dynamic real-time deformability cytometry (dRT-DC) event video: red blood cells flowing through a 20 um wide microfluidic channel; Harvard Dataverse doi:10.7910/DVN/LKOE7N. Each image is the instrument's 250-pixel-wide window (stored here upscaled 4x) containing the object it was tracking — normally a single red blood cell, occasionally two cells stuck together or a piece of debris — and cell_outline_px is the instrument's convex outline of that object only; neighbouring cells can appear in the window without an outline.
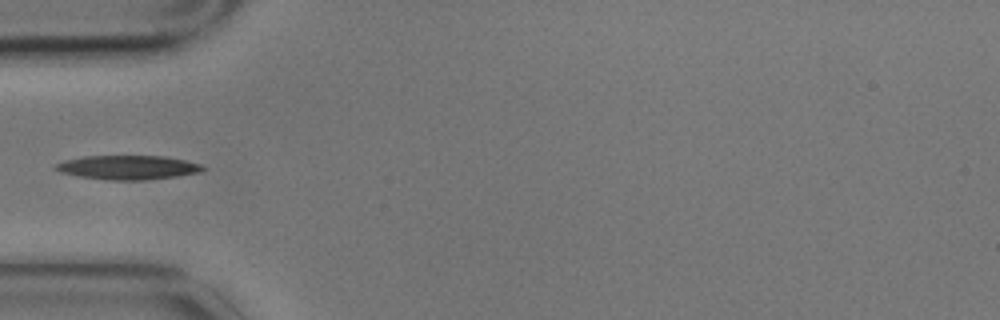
{"species": "common noctule bat (a hibernating species)", "species_latin": "Nyctalus noctula", "temperature_condition": "cold", "stored_images_in_passage": 6, "camera_frame_rate_fps": 3000, "um_per_image_px": 0.085, "animal": {"sex": "male", "body_mass_g": 17.9}, "frame": {"image": 1, "passage_image": 6, "time_ms": 1.667, "image_size_px": [1000, 320], "cell_outline_px": [[204, 168], [200, 172], [176, 176], [144, 180], [108, 180], [80, 176], [60, 172], [52, 168], [56, 164], [64, 160], [84, 156], [164, 156], [184, 160], [200, 164]], "centroid_in_image_um": [10.83, 14.23], "position_along_channel_um": 74.2, "area_um2": 20.52}}